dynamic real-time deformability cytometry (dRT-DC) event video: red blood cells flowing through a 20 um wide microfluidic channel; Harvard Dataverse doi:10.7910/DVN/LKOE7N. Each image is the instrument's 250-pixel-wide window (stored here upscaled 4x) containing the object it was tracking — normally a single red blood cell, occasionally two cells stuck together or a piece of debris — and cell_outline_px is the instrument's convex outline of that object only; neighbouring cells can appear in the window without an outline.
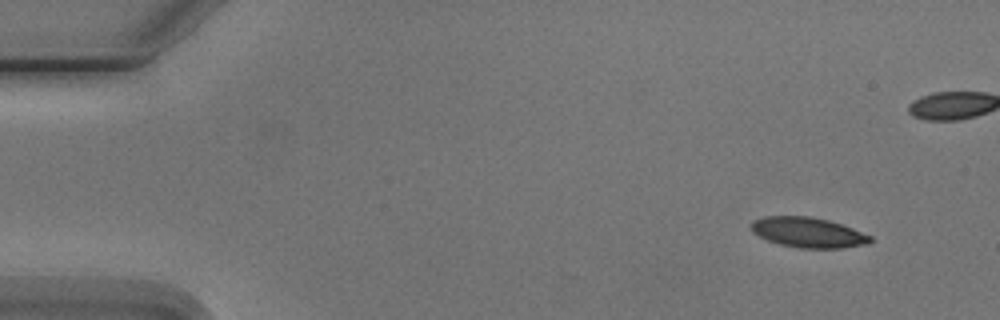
{"species": "Egyptian fruit bat (a non-hibernating species)", "species_latin": "Rousettus aegyptiacus", "temperature_condition": "cold", "stored_images_in_passage": 5, "camera_frame_rate_fps": 3000, "um_per_image_px": 0.085, "animal": {"sex": "male"}, "frame": {"image": 1, "passage_image": 1, "time_ms": 0.0, "image_size_px": [1000, 320], "cell_outline_px": [[872, 240], [868, 244], [844, 248], [800, 248], [780, 244], [768, 240], [752, 232], [752, 220], [764, 216], [812, 216], [828, 220], [852, 228], [872, 236]], "centroid_in_image_um": [68.7, 19.75], "position_along_channel_um": 16.3, "area_um2": 20.92}}